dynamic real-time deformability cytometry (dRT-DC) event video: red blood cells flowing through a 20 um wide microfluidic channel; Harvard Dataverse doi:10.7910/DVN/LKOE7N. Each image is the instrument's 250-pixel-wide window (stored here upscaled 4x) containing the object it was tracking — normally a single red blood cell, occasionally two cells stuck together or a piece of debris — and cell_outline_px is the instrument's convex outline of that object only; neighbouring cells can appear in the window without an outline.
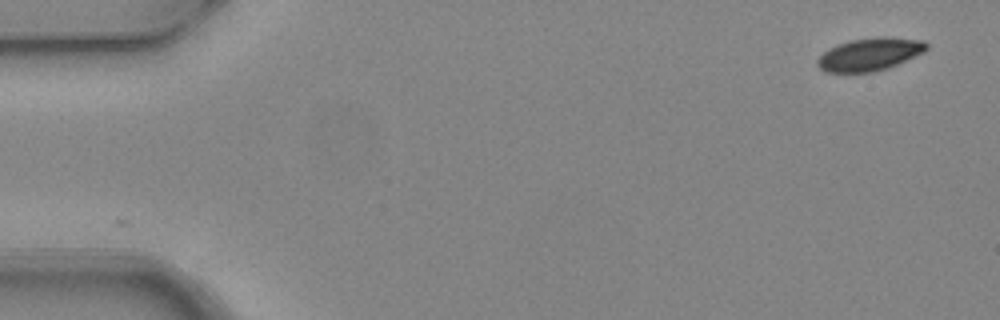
{"species": "common noctule bat (a hibernating species)", "species_latin": "Nyctalus noctula", "temperature_condition": "warm", "stored_images_in_passage": 8, "camera_frame_rate_fps": 3000, "um_per_image_px": 0.085, "animal": {"sex": "female", "body_mass_g": 24.6, "forearm_length_mm": 56.2}, "frame": {"image": 1, "passage_image": 1, "time_ms": 0.0, "image_size_px": [1000, 320], "cell_outline_px": [[928, 48], [924, 52], [888, 68], [872, 72], [824, 72], [816, 64], [816, 60], [828, 48], [836, 44], [852, 40], [880, 36], [884, 36], [924, 40], [928, 44]], "centroid_in_image_um": [73.92, 4.61], "position_along_channel_um": 11.1, "area_um2": 20.92}}
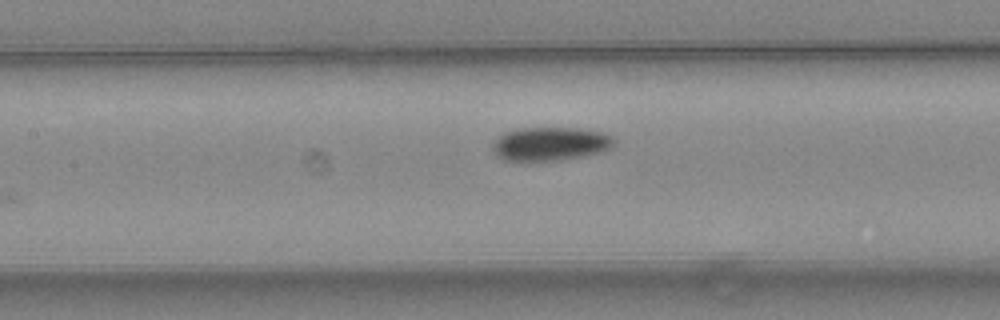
{"frame": {"image": 2, "passage_image": 7, "time_ms": 2.0, "image_size_px": [1000, 320], "cell_outline_px": [[616, 140], [604, 152], [584, 156], [560, 160], [504, 160], [496, 156], [492, 152], [492, 144], [504, 132], [520, 128], [576, 128], [600, 132], [612, 136]], "centroid_in_image_um": [46.75, 12.23], "position_along_channel_um": 160.6, "area_um2": 23.7}}
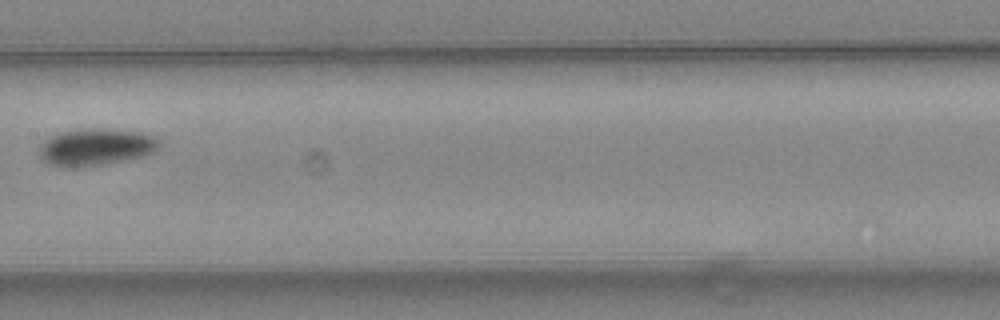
{"frame": {"image": 3, "passage_image": 8, "time_ms": 2.333, "image_size_px": [1000, 320], "cell_outline_px": [[160, 148], [156, 152], [144, 156], [84, 168], [64, 168], [48, 164], [40, 156], [40, 144], [44, 140], [52, 136], [64, 132], [88, 128], [104, 128], [140, 132], [152, 136], [160, 140]], "centroid_in_image_um": [8.17, 12.52], "position_along_channel_um": 199.2, "area_um2": 26.18}}